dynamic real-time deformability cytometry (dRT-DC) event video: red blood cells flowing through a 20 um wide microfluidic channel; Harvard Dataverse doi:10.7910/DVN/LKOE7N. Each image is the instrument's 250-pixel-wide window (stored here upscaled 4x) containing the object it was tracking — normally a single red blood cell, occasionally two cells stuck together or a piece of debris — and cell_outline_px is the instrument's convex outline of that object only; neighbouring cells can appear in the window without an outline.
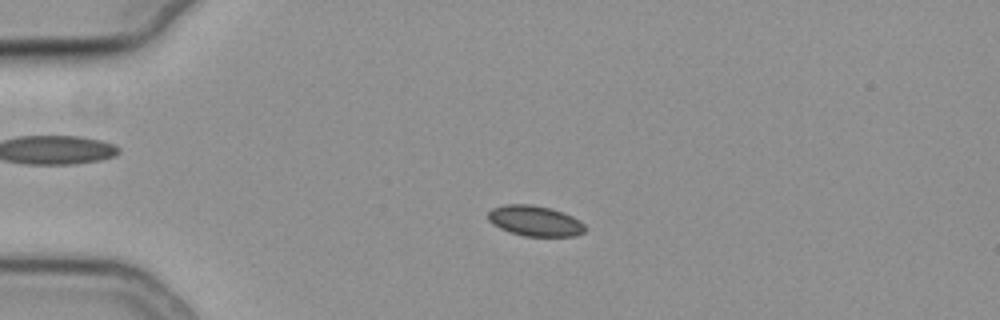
{"species": "common noctule bat (a hibernating species)", "species_latin": "Nyctalus noctula", "temperature_condition": "cold", "stored_images_in_passage": 54, "camera_frame_rate_fps": 3000, "um_per_image_px": 0.085, "animal": {"sex": "female", "body_mass_g": 19.3, "forearm_length_mm": 54.1}, "frame": {"image": 1, "passage_image": 13, "time_ms": 4.0, "image_size_px": [1000, 320], "cell_outline_px": [[584, 232], [576, 236], [524, 236], [508, 232], [492, 224], [488, 220], [488, 212], [492, 208], [504, 204], [532, 204], [552, 208], [564, 212], [580, 220], [584, 224]], "centroid_in_image_um": [45.46, 18.77], "position_along_channel_um": 39.5, "area_um2": 17.46}}
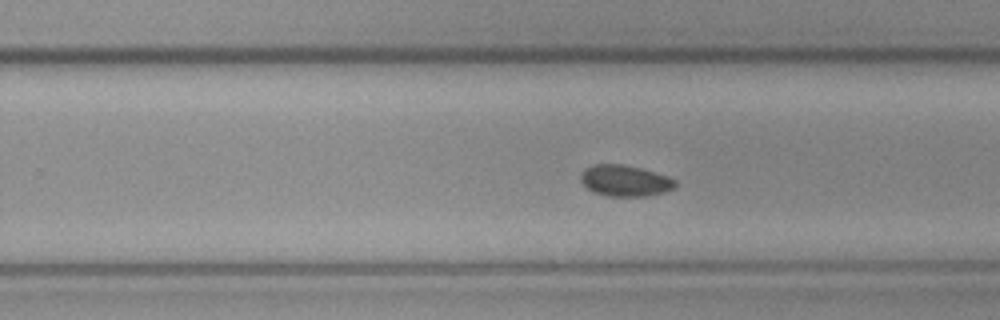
{"frame": {"image": 2, "passage_image": 35, "time_ms": 11.333, "image_size_px": [1000, 320], "cell_outline_px": [[676, 188], [664, 192], [644, 196], [608, 196], [592, 192], [580, 180], [580, 172], [584, 168], [592, 164], [620, 164], [640, 168], [668, 176], [676, 180]], "centroid_in_image_um": [53.1, 15.35], "position_along_channel_um": 276.7, "area_um2": 17.28}}
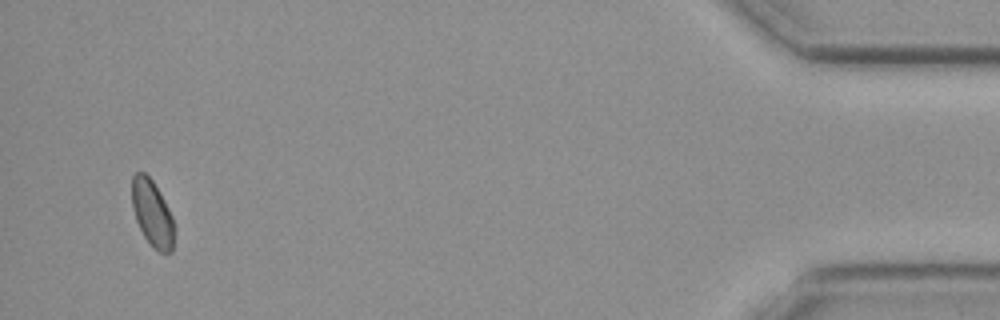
{"frame": {"image": 3, "passage_image": 53, "time_ms": 17.333, "image_size_px": [1000, 320], "cell_outline_px": [[176, 228], [172, 252], [160, 252], [152, 248], [144, 236], [136, 220], [132, 208], [132, 176], [136, 172], [144, 172], [152, 180], [160, 192], [172, 216]], "centroid_in_image_um": [12.96, 18.16], "position_along_channel_um": 422.2, "area_um2": 16.59}}